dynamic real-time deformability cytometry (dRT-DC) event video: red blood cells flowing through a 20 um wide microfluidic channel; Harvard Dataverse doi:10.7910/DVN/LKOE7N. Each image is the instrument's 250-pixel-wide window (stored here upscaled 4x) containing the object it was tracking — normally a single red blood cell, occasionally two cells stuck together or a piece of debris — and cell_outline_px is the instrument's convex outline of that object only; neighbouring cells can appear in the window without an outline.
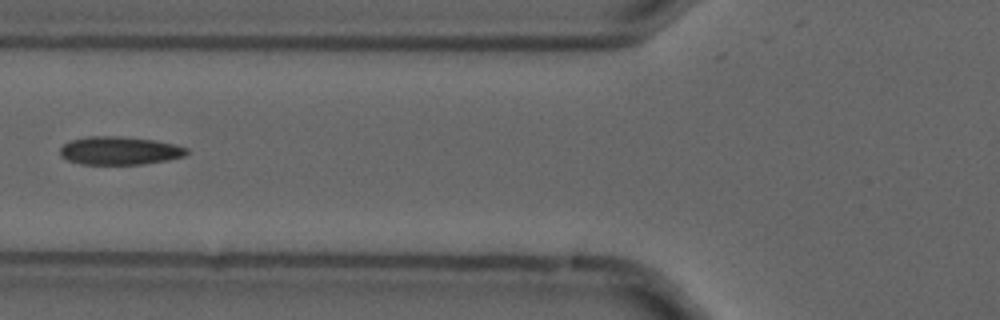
{"species": "common noctule bat (a hibernating species)", "species_latin": "Nyctalus noctula", "temperature_condition": "cold", "stored_images_in_passage": 7, "camera_frame_rate_fps": 3000, "um_per_image_px": 0.085, "animal": {"sex": "male", "forearm_length_mm": 52.5}, "frame": {"image": 1, "passage_image": 6, "time_ms": 1.667, "image_size_px": [1000, 320], "cell_outline_px": [[188, 152], [184, 156], [168, 160], [140, 164], [80, 164], [68, 160], [60, 156], [60, 148], [68, 140], [88, 136], [120, 136], [156, 140], [176, 144], [188, 148]], "centroid_in_image_um": [10.16, 12.79], "position_along_channel_um": 115.6, "area_um2": 20.98}}